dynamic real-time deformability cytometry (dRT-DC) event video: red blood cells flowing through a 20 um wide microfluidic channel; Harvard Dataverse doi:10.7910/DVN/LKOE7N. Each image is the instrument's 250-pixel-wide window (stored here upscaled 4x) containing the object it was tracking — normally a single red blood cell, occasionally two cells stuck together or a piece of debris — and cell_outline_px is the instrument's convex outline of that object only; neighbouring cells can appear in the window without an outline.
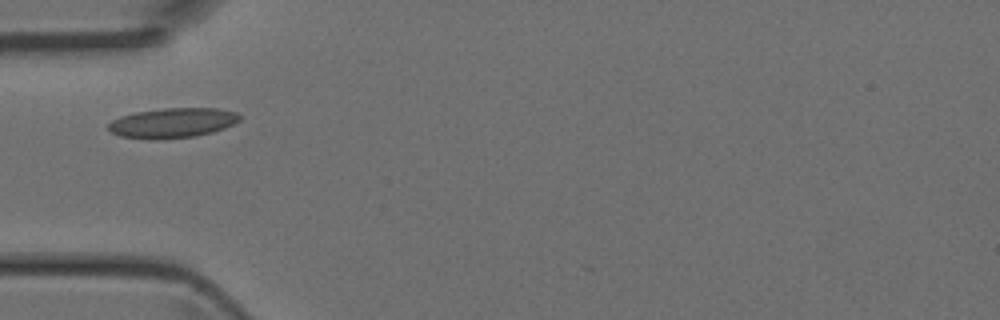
{"species": "Egyptian fruit bat (a non-hibernating species)", "species_latin": "Rousettus aegyptiacus", "temperature_condition": "room temperature", "stored_images_in_passage": 1, "camera_frame_rate_fps": 3000, "um_per_image_px": 0.085, "animal": {"sex": "female"}, "frame": {"image": 1, "passage_image": 1, "time_ms": 0.0, "image_size_px": [1000, 320], "cell_outline_px": [[240, 120], [224, 128], [212, 132], [196, 136], [120, 136], [112, 132], [108, 128], [108, 124], [112, 120], [120, 116], [136, 112], [164, 108], [220, 108], [236, 112], [240, 116]], "centroid_in_image_um": [14.73, 10.38], "position_along_channel_um": 70.3, "area_um2": 21.79}}